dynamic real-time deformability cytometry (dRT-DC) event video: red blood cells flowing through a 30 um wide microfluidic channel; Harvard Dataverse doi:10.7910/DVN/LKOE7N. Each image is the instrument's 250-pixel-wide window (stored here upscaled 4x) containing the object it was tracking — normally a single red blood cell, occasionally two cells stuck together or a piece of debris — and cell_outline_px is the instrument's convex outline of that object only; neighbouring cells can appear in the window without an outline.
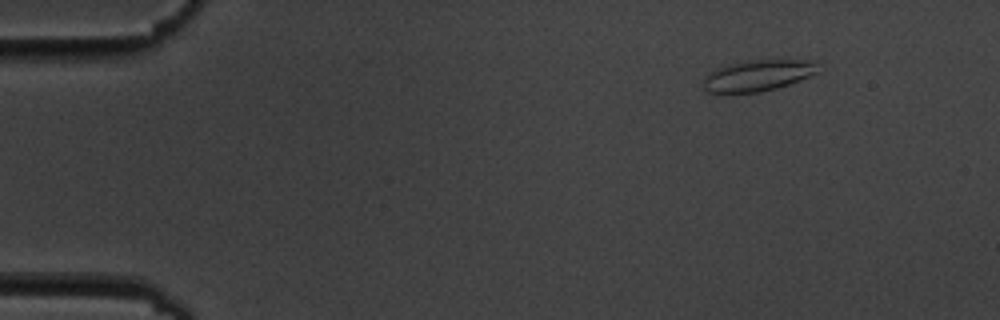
{"species": "common noctule bat (a hibernating species)", "species_latin": "Nyctalus noctula", "temperature_condition": "cold", "stored_images_in_passage": 5, "camera_frame_rate_fps": 3000, "um_per_image_px": 0.085, "animal": {"sex": "male", "body_mass_g": 19.5, "forearm_length_mm": 54.6}, "frame": {"image": 1, "passage_image": 1, "time_ms": 0.0, "image_size_px": [1000, 320], "cell_outline_px": [[820, 72], [800, 80], [776, 88], [760, 92], [708, 92], [704, 88], [704, 80], [712, 68], [744, 60], [808, 60]], "centroid_in_image_um": [64.37, 6.41], "position_along_channel_um": 20.6, "area_um2": 20.58}}